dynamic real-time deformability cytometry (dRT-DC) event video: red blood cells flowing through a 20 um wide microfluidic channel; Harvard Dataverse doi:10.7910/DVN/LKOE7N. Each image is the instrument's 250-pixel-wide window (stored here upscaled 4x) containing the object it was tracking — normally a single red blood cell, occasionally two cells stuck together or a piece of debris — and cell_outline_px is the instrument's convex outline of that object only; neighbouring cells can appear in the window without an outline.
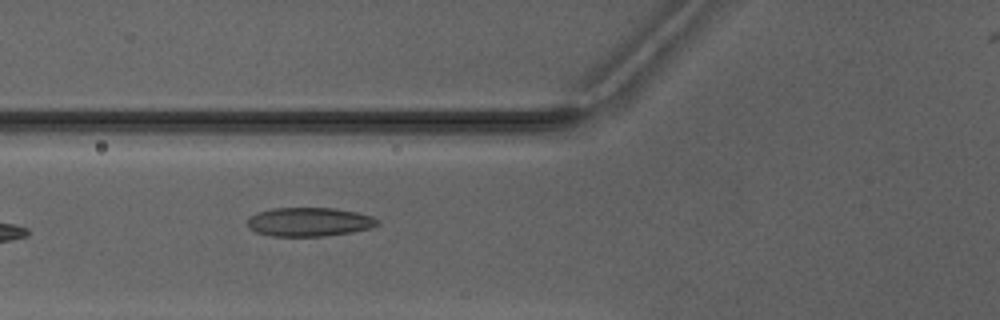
{"species": "Egyptian fruit bat (a non-hibernating species)", "species_latin": "Rousettus aegyptiacus", "temperature_condition": "warm", "stored_images_in_passage": 6, "camera_frame_rate_fps": 3000, "um_per_image_px": 0.085, "animal": {"sex": "male"}, "frame": {"image": 1, "passage_image": 6, "time_ms": 6.667, "image_size_px": [1000, 320], "cell_outline_px": [[380, 224], [372, 228], [352, 232], [324, 236], [272, 236], [256, 232], [248, 228], [248, 220], [256, 212], [272, 208], [336, 208], [356, 212], [372, 216], [380, 220]], "centroid_in_image_um": [26.32, 18.86], "position_along_channel_um": 99.5, "area_um2": 22.02}}